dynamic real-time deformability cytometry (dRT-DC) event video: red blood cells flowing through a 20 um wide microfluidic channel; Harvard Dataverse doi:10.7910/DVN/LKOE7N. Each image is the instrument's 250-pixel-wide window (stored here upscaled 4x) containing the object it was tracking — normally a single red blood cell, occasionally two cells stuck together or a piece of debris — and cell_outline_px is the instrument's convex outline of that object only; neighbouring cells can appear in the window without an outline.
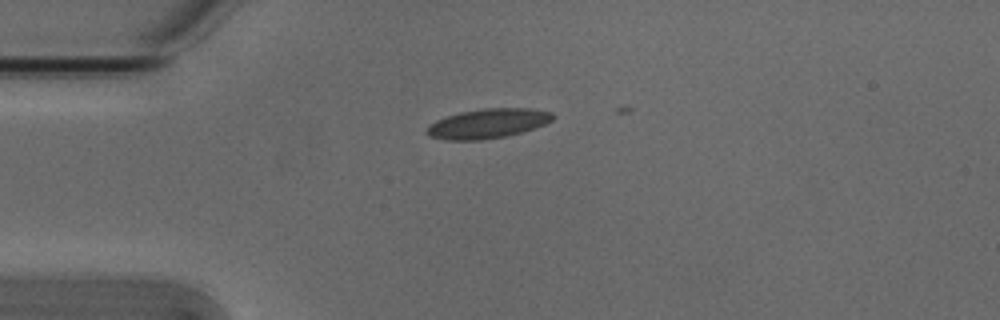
{"species": "Egyptian fruit bat (a non-hibernating species)", "species_latin": "Rousettus aegyptiacus", "temperature_condition": "cold", "stored_images_in_passage": 3, "camera_frame_rate_fps": 3000, "um_per_image_px": 0.085, "animal": {"sex": "male"}, "frame": {"image": 1, "passage_image": 1, "time_ms": 0.0, "image_size_px": [1000, 320], "cell_outline_px": [[556, 116], [552, 120], [544, 124], [520, 132], [504, 136], [480, 140], [444, 140], [428, 136], [424, 132], [424, 128], [436, 120], [460, 112], [484, 108], [532, 108], [552, 112]], "centroid_in_image_um": [41.42, 10.49], "position_along_channel_um": 43.6, "area_um2": 21.73}}
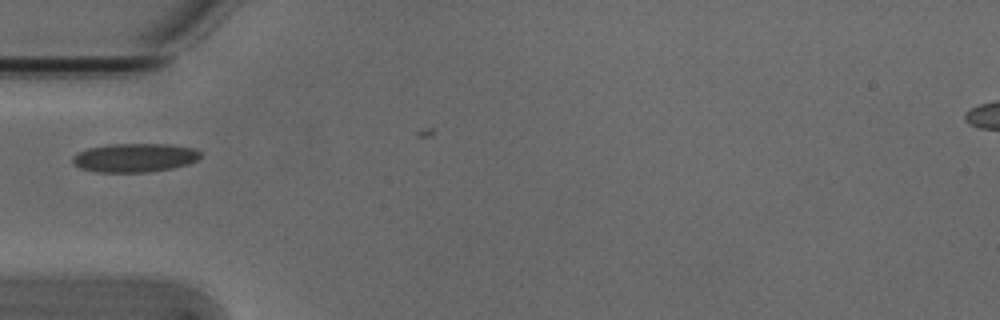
{"frame": {"image": 2, "passage_image": 2, "time_ms": 0.333, "image_size_px": [1000, 320], "cell_outline_px": [[200, 156], [196, 160], [188, 164], [172, 168], [148, 172], [96, 172], [80, 168], [72, 164], [72, 156], [76, 152], [88, 148], [108, 144], [168, 144], [196, 148], [200, 152]], "centroid_in_image_um": [11.41, 13.4], "position_along_channel_um": 73.6, "area_um2": 21.62}}